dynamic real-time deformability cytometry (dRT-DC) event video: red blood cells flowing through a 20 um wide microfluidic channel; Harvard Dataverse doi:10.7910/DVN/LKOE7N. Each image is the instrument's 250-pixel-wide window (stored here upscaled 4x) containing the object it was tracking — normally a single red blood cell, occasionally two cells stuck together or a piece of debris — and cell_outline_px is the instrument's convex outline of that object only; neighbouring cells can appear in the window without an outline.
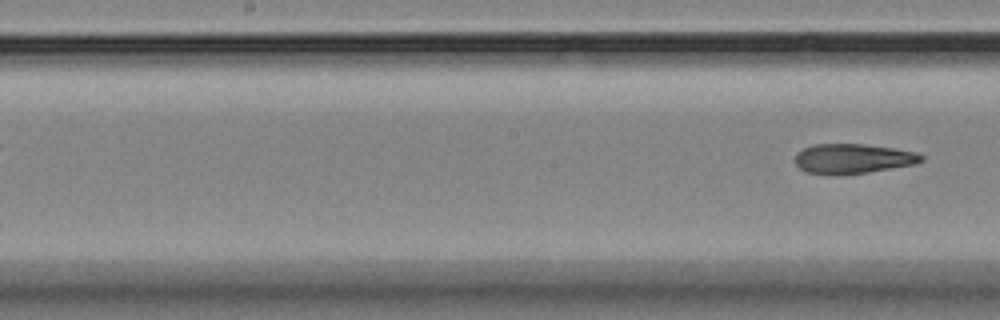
{"species": "Egyptian fruit bat (a non-hibernating species)", "species_latin": "Rousettus aegyptiacus", "temperature_condition": "room temperature", "stored_images_in_passage": 11, "camera_frame_rate_fps": 3000, "um_per_image_px": 0.085, "animal": {"sex": "female"}, "frame": {"image": 1, "passage_image": 11, "time_ms": 11.333, "image_size_px": [1000, 320], "cell_outline_px": [[924, 160], [916, 164], [868, 172], [808, 172], [800, 168], [796, 164], [796, 152], [812, 144], [864, 144], [892, 148], [916, 152], [924, 156]], "centroid_in_image_um": [72.55, 13.44], "position_along_channel_um": 175.7, "area_um2": 21.15}}